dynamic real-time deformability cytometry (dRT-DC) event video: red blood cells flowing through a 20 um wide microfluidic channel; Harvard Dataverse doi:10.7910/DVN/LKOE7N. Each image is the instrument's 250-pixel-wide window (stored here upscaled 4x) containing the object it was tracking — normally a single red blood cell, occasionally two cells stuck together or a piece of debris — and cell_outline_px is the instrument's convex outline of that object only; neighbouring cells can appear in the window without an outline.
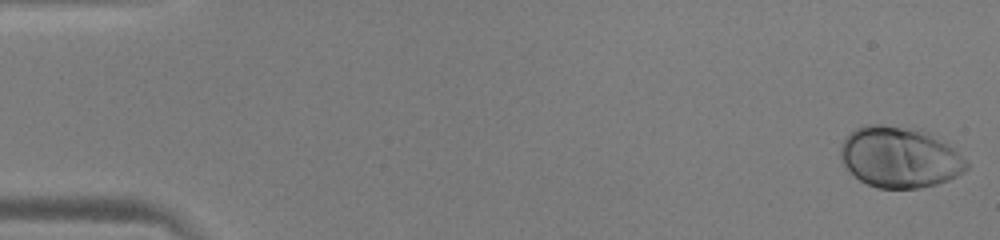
{"species": "human", "species_latin": "Homo sapiens", "temperature_condition": "warm", "stored_images_in_passage": 51, "camera_frame_rate_fps": 3000, "um_per_image_px": 0.085, "donor": {"sex": "male"}, "frame": {"image": 1, "passage_image": 1, "time_ms": 0.0, "image_size_px": [1000, 240], "cell_outline_px": [[968, 168], [964, 172], [948, 180], [936, 184], [920, 188], [876, 188], [860, 180], [844, 164], [840, 156], [840, 148], [844, 136], [856, 128], [864, 124], [880, 124], [920, 128], [928, 132], [952, 148], [968, 164]], "centroid_in_image_um": [76.43, 13.34], "position_along_channel_um": 8.6, "area_um2": 44.68}}
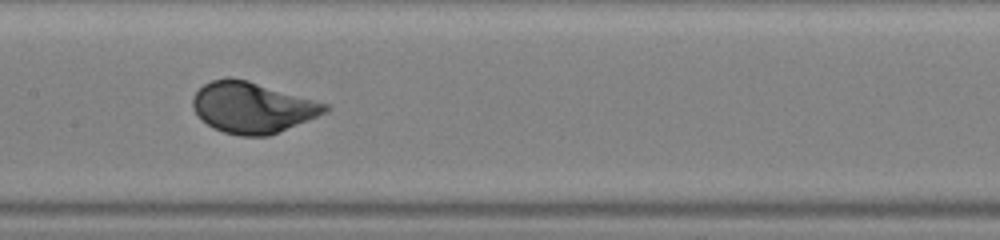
{"frame": {"image": 2, "passage_image": 26, "time_ms": 8.333, "image_size_px": [1000, 240], "cell_outline_px": [[332, 108], [328, 112], [268, 136], [240, 136], [224, 132], [200, 120], [196, 116], [192, 108], [192, 96], [204, 84], [212, 80], [224, 76], [228, 76], [248, 80], [332, 104]], "centroid_in_image_um": [21.47, 9.12], "position_along_channel_um": 185.9, "area_um2": 39.82}}
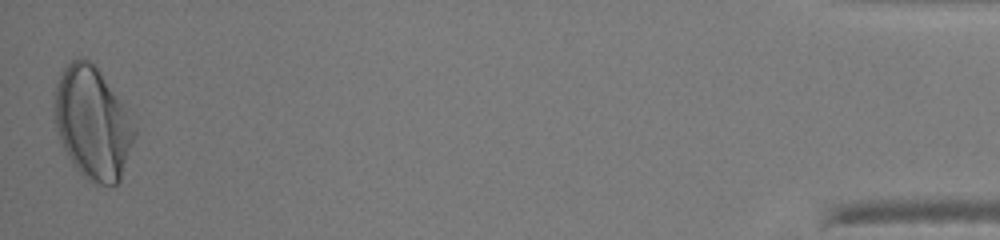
{"frame": {"image": 3, "passage_image": 51, "time_ms": 16.667, "image_size_px": [1000, 240], "cell_outline_px": [[136, 136], [120, 180], [112, 188], [92, 184], [72, 164], [60, 140], [56, 128], [56, 84], [60, 72], [72, 60], [80, 56], [84, 56], [96, 68], [124, 108], [136, 128]], "centroid_in_image_um": [7.87, 10.53], "position_along_channel_um": 427.3, "area_um2": 51.62}, "authors_computed_cell_mechanics": {"area_um2": 40.0554, "velocity_mm_per_s": 3.9866, "shape_relaxation_time_tau1_ms": 2.3641, "shape_relaxation_time_tau2_ms": null, "deformation_change_tau1": 0.146, "deformation_change_tau2": null}}